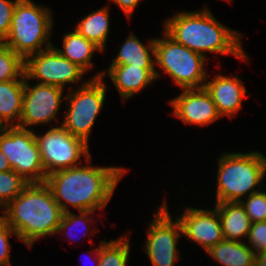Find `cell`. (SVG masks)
Instances as JSON below:
<instances>
[{
    "label": "cell",
    "instance_id": "e0dca14e",
    "mask_svg": "<svg viewBox=\"0 0 266 266\" xmlns=\"http://www.w3.org/2000/svg\"><path fill=\"white\" fill-rule=\"evenodd\" d=\"M213 208L218 211L224 239L246 242L251 227V220L241 202L215 203Z\"/></svg>",
    "mask_w": 266,
    "mask_h": 266
},
{
    "label": "cell",
    "instance_id": "52a82bcc",
    "mask_svg": "<svg viewBox=\"0 0 266 266\" xmlns=\"http://www.w3.org/2000/svg\"><path fill=\"white\" fill-rule=\"evenodd\" d=\"M155 38V66L166 73L181 89L203 88L207 74L206 58L176 42L164 30Z\"/></svg>",
    "mask_w": 266,
    "mask_h": 266
},
{
    "label": "cell",
    "instance_id": "4316f807",
    "mask_svg": "<svg viewBox=\"0 0 266 266\" xmlns=\"http://www.w3.org/2000/svg\"><path fill=\"white\" fill-rule=\"evenodd\" d=\"M251 223L266 221V191L253 193L241 201Z\"/></svg>",
    "mask_w": 266,
    "mask_h": 266
},
{
    "label": "cell",
    "instance_id": "4dcf8cb0",
    "mask_svg": "<svg viewBox=\"0 0 266 266\" xmlns=\"http://www.w3.org/2000/svg\"><path fill=\"white\" fill-rule=\"evenodd\" d=\"M111 3H115L121 11L124 12L125 16L129 19L134 13V10L138 6L141 0H109Z\"/></svg>",
    "mask_w": 266,
    "mask_h": 266
},
{
    "label": "cell",
    "instance_id": "30bf717a",
    "mask_svg": "<svg viewBox=\"0 0 266 266\" xmlns=\"http://www.w3.org/2000/svg\"><path fill=\"white\" fill-rule=\"evenodd\" d=\"M164 199L148 225L143 247L152 266H176L180 260L177 243L182 237L180 222L169 212Z\"/></svg>",
    "mask_w": 266,
    "mask_h": 266
},
{
    "label": "cell",
    "instance_id": "ba28073f",
    "mask_svg": "<svg viewBox=\"0 0 266 266\" xmlns=\"http://www.w3.org/2000/svg\"><path fill=\"white\" fill-rule=\"evenodd\" d=\"M0 150L12 169L29 183H44L43 168L34 130L18 126L0 128Z\"/></svg>",
    "mask_w": 266,
    "mask_h": 266
},
{
    "label": "cell",
    "instance_id": "484cf974",
    "mask_svg": "<svg viewBox=\"0 0 266 266\" xmlns=\"http://www.w3.org/2000/svg\"><path fill=\"white\" fill-rule=\"evenodd\" d=\"M29 184L14 170L0 171V208L4 209Z\"/></svg>",
    "mask_w": 266,
    "mask_h": 266
},
{
    "label": "cell",
    "instance_id": "8fae6325",
    "mask_svg": "<svg viewBox=\"0 0 266 266\" xmlns=\"http://www.w3.org/2000/svg\"><path fill=\"white\" fill-rule=\"evenodd\" d=\"M87 73L77 64L64 58L55 45L29 56L25 60V75L37 83L55 85L72 90Z\"/></svg>",
    "mask_w": 266,
    "mask_h": 266
},
{
    "label": "cell",
    "instance_id": "7a4b0ae2",
    "mask_svg": "<svg viewBox=\"0 0 266 266\" xmlns=\"http://www.w3.org/2000/svg\"><path fill=\"white\" fill-rule=\"evenodd\" d=\"M163 30L176 42L207 57L206 52L249 58L242 46L243 34L221 24L204 6L198 11L176 12L163 21Z\"/></svg>",
    "mask_w": 266,
    "mask_h": 266
},
{
    "label": "cell",
    "instance_id": "ac0fdd59",
    "mask_svg": "<svg viewBox=\"0 0 266 266\" xmlns=\"http://www.w3.org/2000/svg\"><path fill=\"white\" fill-rule=\"evenodd\" d=\"M25 76L24 74L20 79L0 82V128L19 126Z\"/></svg>",
    "mask_w": 266,
    "mask_h": 266
},
{
    "label": "cell",
    "instance_id": "8992f818",
    "mask_svg": "<svg viewBox=\"0 0 266 266\" xmlns=\"http://www.w3.org/2000/svg\"><path fill=\"white\" fill-rule=\"evenodd\" d=\"M95 74L65 94L67 110L60 123L73 136L88 145L92 127L104 107L107 93V84L104 82L106 71Z\"/></svg>",
    "mask_w": 266,
    "mask_h": 266
},
{
    "label": "cell",
    "instance_id": "6da1fadb",
    "mask_svg": "<svg viewBox=\"0 0 266 266\" xmlns=\"http://www.w3.org/2000/svg\"><path fill=\"white\" fill-rule=\"evenodd\" d=\"M84 163L47 175L45 183L63 213L70 212L71 207L77 211L105 209L128 171L125 167L91 165V156Z\"/></svg>",
    "mask_w": 266,
    "mask_h": 266
},
{
    "label": "cell",
    "instance_id": "d6986e66",
    "mask_svg": "<svg viewBox=\"0 0 266 266\" xmlns=\"http://www.w3.org/2000/svg\"><path fill=\"white\" fill-rule=\"evenodd\" d=\"M144 45L132 32L128 34L109 65H132L141 68H155V38Z\"/></svg>",
    "mask_w": 266,
    "mask_h": 266
},
{
    "label": "cell",
    "instance_id": "836d02e7",
    "mask_svg": "<svg viewBox=\"0 0 266 266\" xmlns=\"http://www.w3.org/2000/svg\"><path fill=\"white\" fill-rule=\"evenodd\" d=\"M90 253H91L90 255L93 254L92 255L93 256V260L95 259V263L94 264H96V266H98V264H99V245L97 247L94 246V248L91 250Z\"/></svg>",
    "mask_w": 266,
    "mask_h": 266
},
{
    "label": "cell",
    "instance_id": "603a6c76",
    "mask_svg": "<svg viewBox=\"0 0 266 266\" xmlns=\"http://www.w3.org/2000/svg\"><path fill=\"white\" fill-rule=\"evenodd\" d=\"M127 235L108 242L100 241L98 266H127L130 255V235Z\"/></svg>",
    "mask_w": 266,
    "mask_h": 266
},
{
    "label": "cell",
    "instance_id": "2e32d148",
    "mask_svg": "<svg viewBox=\"0 0 266 266\" xmlns=\"http://www.w3.org/2000/svg\"><path fill=\"white\" fill-rule=\"evenodd\" d=\"M106 71L124 102L161 77L156 68L132 65H109Z\"/></svg>",
    "mask_w": 266,
    "mask_h": 266
},
{
    "label": "cell",
    "instance_id": "1f68e13d",
    "mask_svg": "<svg viewBox=\"0 0 266 266\" xmlns=\"http://www.w3.org/2000/svg\"><path fill=\"white\" fill-rule=\"evenodd\" d=\"M9 170H13V169H12L8 159L6 158V156L0 150V171L6 172Z\"/></svg>",
    "mask_w": 266,
    "mask_h": 266
},
{
    "label": "cell",
    "instance_id": "d6a6232c",
    "mask_svg": "<svg viewBox=\"0 0 266 266\" xmlns=\"http://www.w3.org/2000/svg\"><path fill=\"white\" fill-rule=\"evenodd\" d=\"M254 266H266V252H262L255 256Z\"/></svg>",
    "mask_w": 266,
    "mask_h": 266
},
{
    "label": "cell",
    "instance_id": "5bb4252c",
    "mask_svg": "<svg viewBox=\"0 0 266 266\" xmlns=\"http://www.w3.org/2000/svg\"><path fill=\"white\" fill-rule=\"evenodd\" d=\"M173 116L183 124L205 127L221 116L208 91L203 88L182 89L181 93L168 101Z\"/></svg>",
    "mask_w": 266,
    "mask_h": 266
},
{
    "label": "cell",
    "instance_id": "f546056e",
    "mask_svg": "<svg viewBox=\"0 0 266 266\" xmlns=\"http://www.w3.org/2000/svg\"><path fill=\"white\" fill-rule=\"evenodd\" d=\"M19 0H0V42L9 34L14 8Z\"/></svg>",
    "mask_w": 266,
    "mask_h": 266
},
{
    "label": "cell",
    "instance_id": "4fadbf2b",
    "mask_svg": "<svg viewBox=\"0 0 266 266\" xmlns=\"http://www.w3.org/2000/svg\"><path fill=\"white\" fill-rule=\"evenodd\" d=\"M184 208L183 213L176 217L181 225L182 236L192 243L200 244L205 252L224 240L220 217L215 208Z\"/></svg>",
    "mask_w": 266,
    "mask_h": 266
},
{
    "label": "cell",
    "instance_id": "f1b7e54d",
    "mask_svg": "<svg viewBox=\"0 0 266 266\" xmlns=\"http://www.w3.org/2000/svg\"><path fill=\"white\" fill-rule=\"evenodd\" d=\"M13 235L18 239L16 232L0 216V266H12L9 239Z\"/></svg>",
    "mask_w": 266,
    "mask_h": 266
},
{
    "label": "cell",
    "instance_id": "9a60e30c",
    "mask_svg": "<svg viewBox=\"0 0 266 266\" xmlns=\"http://www.w3.org/2000/svg\"><path fill=\"white\" fill-rule=\"evenodd\" d=\"M204 88L211 95L221 117L236 116L242 108L243 98H247V89L238 75L217 74L211 81L206 79Z\"/></svg>",
    "mask_w": 266,
    "mask_h": 266
},
{
    "label": "cell",
    "instance_id": "d4e9b609",
    "mask_svg": "<svg viewBox=\"0 0 266 266\" xmlns=\"http://www.w3.org/2000/svg\"><path fill=\"white\" fill-rule=\"evenodd\" d=\"M25 74V60L0 42V82L20 79Z\"/></svg>",
    "mask_w": 266,
    "mask_h": 266
},
{
    "label": "cell",
    "instance_id": "3957f363",
    "mask_svg": "<svg viewBox=\"0 0 266 266\" xmlns=\"http://www.w3.org/2000/svg\"><path fill=\"white\" fill-rule=\"evenodd\" d=\"M2 213L0 216L28 248L42 237L57 235L63 215L45 182L29 183Z\"/></svg>",
    "mask_w": 266,
    "mask_h": 266
},
{
    "label": "cell",
    "instance_id": "ffe728a7",
    "mask_svg": "<svg viewBox=\"0 0 266 266\" xmlns=\"http://www.w3.org/2000/svg\"><path fill=\"white\" fill-rule=\"evenodd\" d=\"M63 48L55 47L56 50L72 63L77 64L85 72L89 71L94 66L92 62L95 52L103 53L104 51L95 43L87 40L84 36L78 33L75 29L63 35Z\"/></svg>",
    "mask_w": 266,
    "mask_h": 266
},
{
    "label": "cell",
    "instance_id": "7c38bea8",
    "mask_svg": "<svg viewBox=\"0 0 266 266\" xmlns=\"http://www.w3.org/2000/svg\"><path fill=\"white\" fill-rule=\"evenodd\" d=\"M29 81L25 76L22 114L18 127L28 129L33 126L31 129L34 130V126L48 125L57 120L66 96H63L65 89L61 87L37 82L31 85Z\"/></svg>",
    "mask_w": 266,
    "mask_h": 266
},
{
    "label": "cell",
    "instance_id": "cb8c5ba5",
    "mask_svg": "<svg viewBox=\"0 0 266 266\" xmlns=\"http://www.w3.org/2000/svg\"><path fill=\"white\" fill-rule=\"evenodd\" d=\"M78 212H79L78 214H76V213H74L72 211L63 213V215L61 217L60 225H59V228H58V231H57L58 235L60 233L63 236H65V235L67 237L70 236L67 239L71 240V236L73 238L75 236L73 234L74 231L76 233L77 231H81L83 229L84 230L82 232V234H84L83 236H85L87 233L91 234V236H92V234L96 233L95 232L96 231L95 230V226H93L94 229H92L93 227H90V226L93 225L92 222L94 220L96 222V219H95L96 217L93 216V214L95 215L96 211H78ZM80 227H81V229H79Z\"/></svg>",
    "mask_w": 266,
    "mask_h": 266
},
{
    "label": "cell",
    "instance_id": "83f0119b",
    "mask_svg": "<svg viewBox=\"0 0 266 266\" xmlns=\"http://www.w3.org/2000/svg\"><path fill=\"white\" fill-rule=\"evenodd\" d=\"M245 243L255 255L266 252V221L251 223Z\"/></svg>",
    "mask_w": 266,
    "mask_h": 266
},
{
    "label": "cell",
    "instance_id": "7402d4cb",
    "mask_svg": "<svg viewBox=\"0 0 266 266\" xmlns=\"http://www.w3.org/2000/svg\"><path fill=\"white\" fill-rule=\"evenodd\" d=\"M206 253L221 266H254L255 254L245 242L222 240Z\"/></svg>",
    "mask_w": 266,
    "mask_h": 266
},
{
    "label": "cell",
    "instance_id": "277c9868",
    "mask_svg": "<svg viewBox=\"0 0 266 266\" xmlns=\"http://www.w3.org/2000/svg\"><path fill=\"white\" fill-rule=\"evenodd\" d=\"M221 154L217 159L218 170L215 173L217 176L215 203L241 202L251 194L262 190L266 177V156L256 150Z\"/></svg>",
    "mask_w": 266,
    "mask_h": 266
},
{
    "label": "cell",
    "instance_id": "44dd1931",
    "mask_svg": "<svg viewBox=\"0 0 266 266\" xmlns=\"http://www.w3.org/2000/svg\"><path fill=\"white\" fill-rule=\"evenodd\" d=\"M110 8L103 6L82 17L74 29L87 40L95 43L103 51L110 32Z\"/></svg>",
    "mask_w": 266,
    "mask_h": 266
},
{
    "label": "cell",
    "instance_id": "9c48e42d",
    "mask_svg": "<svg viewBox=\"0 0 266 266\" xmlns=\"http://www.w3.org/2000/svg\"><path fill=\"white\" fill-rule=\"evenodd\" d=\"M34 135L46 175L79 166L83 162L82 156L83 159L91 156L90 146L61 125L49 127L45 134L40 135L34 130Z\"/></svg>",
    "mask_w": 266,
    "mask_h": 266
},
{
    "label": "cell",
    "instance_id": "5b68a950",
    "mask_svg": "<svg viewBox=\"0 0 266 266\" xmlns=\"http://www.w3.org/2000/svg\"><path fill=\"white\" fill-rule=\"evenodd\" d=\"M53 10L33 0H19L14 8L9 34L2 41L24 60L53 46Z\"/></svg>",
    "mask_w": 266,
    "mask_h": 266
}]
</instances>
